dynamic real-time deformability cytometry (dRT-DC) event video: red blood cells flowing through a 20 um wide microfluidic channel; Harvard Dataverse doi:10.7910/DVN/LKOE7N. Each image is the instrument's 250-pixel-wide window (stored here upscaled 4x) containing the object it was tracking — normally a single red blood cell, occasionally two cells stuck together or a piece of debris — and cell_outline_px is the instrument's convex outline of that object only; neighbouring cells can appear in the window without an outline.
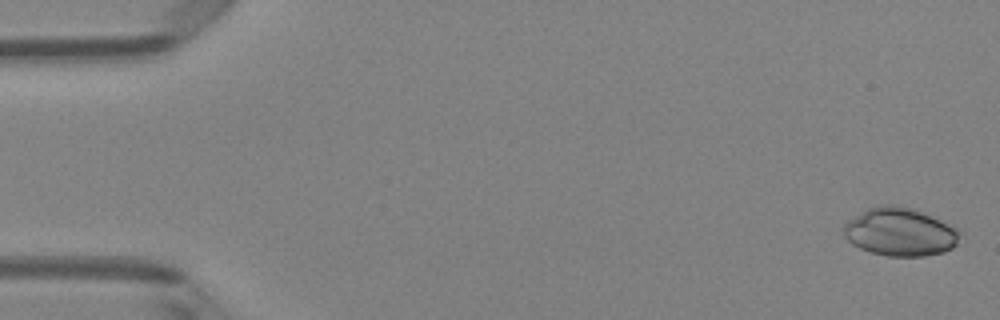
{"species": "Egyptian fruit bat (a non-hibernating species)", "species_latin": "Rousettus aegyptiacus", "temperature_condition": "room temperature", "stored_images_in_passage": 50, "camera_frame_rate_fps": 3000, "um_per_image_px": 0.085, "animal": {"sex": "female"}, "frame": {"image": 1, "passage_image": 1, "time_ms": 0.0, "image_size_px": [1000, 320], "cell_outline_px": [[964, 232], [956, 244], [952, 248], [944, 252], [924, 256], [888, 256], [868, 252], [852, 244], [844, 236], [844, 224], [848, 220], [868, 208], [880, 204], [896, 204], [916, 208]], "centroid_in_image_um": [76.52, 19.7], "position_along_channel_um": 8.5, "area_um2": 33.0}}
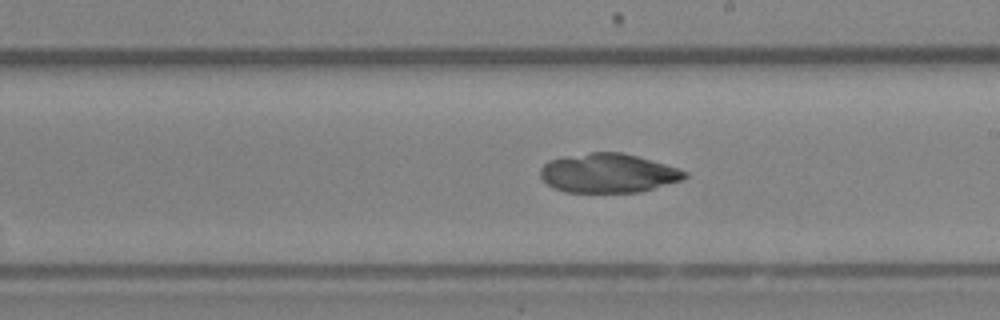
{"frame": {"image": 2, "passage_image": 29, "time_ms": 9.333, "image_size_px": [1000, 320], "cell_outline_px": [[688, 176], [680, 180], [640, 192], [564, 192], [552, 188], [540, 176], [540, 168], [548, 160], [592, 152], [620, 152], [636, 156], [664, 164], [688, 172]], "centroid_in_image_um": [51.66, 14.72], "position_along_channel_um": 237.3, "area_um2": 32.6}}
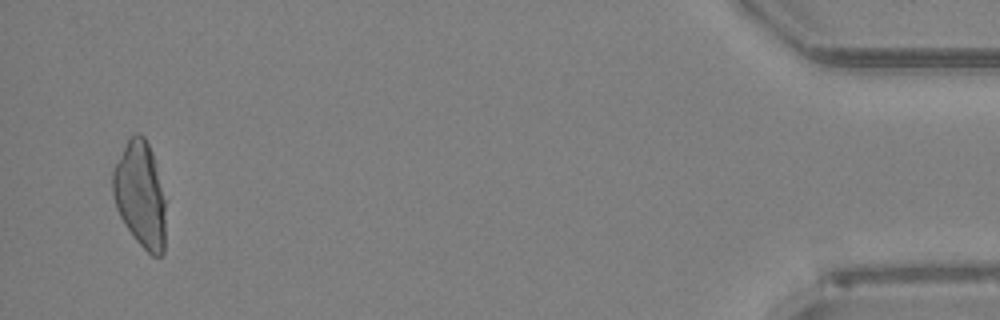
{"frame": {"image": 3, "passage_image": 49, "time_ms": 16.0, "image_size_px": [1000, 320], "cell_outline_px": [[164, 252], [160, 256], [152, 256], [136, 240], [124, 224], [116, 208], [112, 192], [112, 172], [128, 140], [136, 132], [140, 132], [144, 136], [152, 152], [164, 200]], "centroid_in_image_um": [11.9, 16.55], "position_along_channel_um": 423.3, "area_um2": 32.02}}